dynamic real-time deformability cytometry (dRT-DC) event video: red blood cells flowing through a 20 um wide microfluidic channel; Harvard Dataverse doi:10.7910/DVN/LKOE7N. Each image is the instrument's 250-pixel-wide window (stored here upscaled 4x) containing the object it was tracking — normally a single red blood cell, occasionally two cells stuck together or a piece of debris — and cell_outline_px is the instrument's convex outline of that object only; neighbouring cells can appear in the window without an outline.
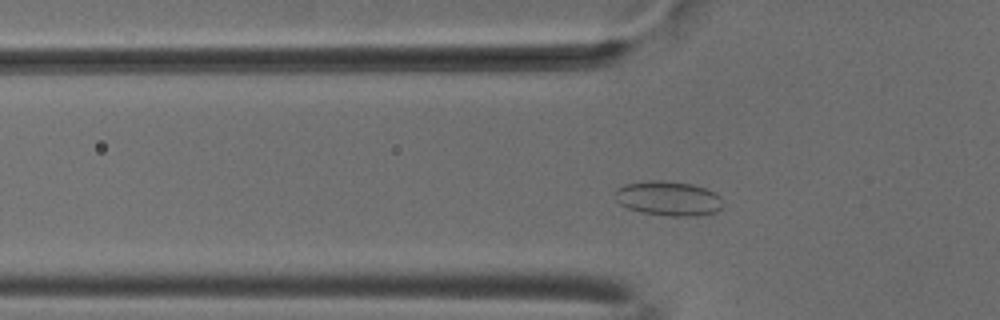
{"species": "common noctule bat (a hibernating species)", "species_latin": "Nyctalus noctula", "temperature_condition": "cold", "stored_images_in_passage": 15, "camera_frame_rate_fps": 3000, "um_per_image_px": 0.085, "animal": {"sex": "male", "body_mass_g": 18.8}, "frame": {"image": 1, "passage_image": 9, "time_ms": 2.667, "image_size_px": [1000, 320], "cell_outline_px": [[724, 204], [716, 212], [700, 216], [672, 216], [640, 212], [628, 208], [620, 204], [616, 200], [616, 188], [624, 184], [648, 180], [664, 180], [692, 184], [716, 192], [720, 196]], "centroid_in_image_um": [56.83, 16.86], "position_along_channel_um": 69.0, "area_um2": 21.96}}
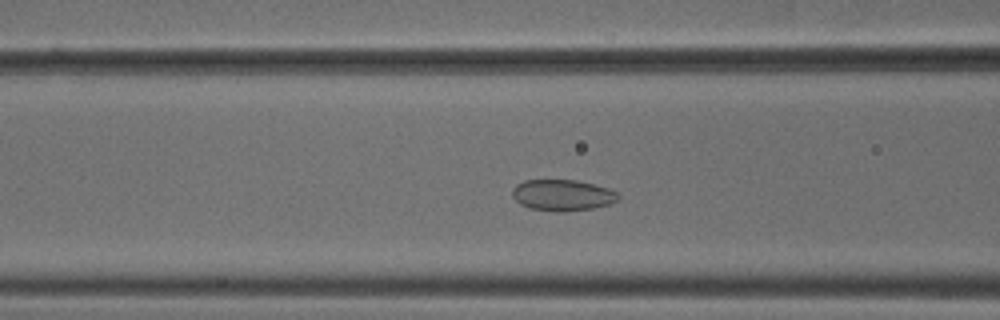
{"frame": {"image": 2, "passage_image": 13, "time_ms": 4.0, "image_size_px": [1000, 320], "cell_outline_px": [[620, 196], [612, 204], [592, 208], [560, 212], [556, 212], [532, 208], [520, 204], [512, 196], [512, 188], [516, 184], [524, 180], [576, 180], [608, 188], [616, 192]], "centroid_in_image_um": [47.79, 16.58], "position_along_channel_um": 118.8, "area_um2": 19.19}}